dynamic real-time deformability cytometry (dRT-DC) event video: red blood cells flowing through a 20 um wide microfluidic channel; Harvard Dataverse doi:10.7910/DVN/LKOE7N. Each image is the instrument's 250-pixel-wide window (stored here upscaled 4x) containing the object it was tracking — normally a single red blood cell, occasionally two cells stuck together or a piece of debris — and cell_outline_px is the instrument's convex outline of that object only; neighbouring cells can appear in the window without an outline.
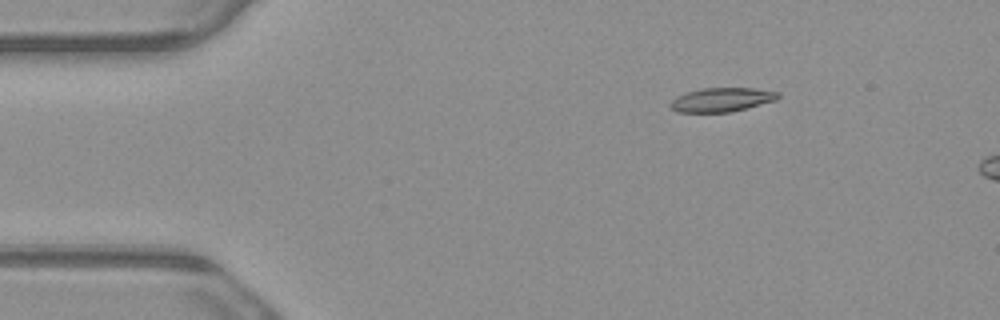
{"species": "common noctule bat (a hibernating species)", "species_latin": "Nyctalus noctula", "temperature_condition": "warm", "stored_images_in_passage": 5, "camera_frame_rate_fps": 3000, "um_per_image_px": 0.085, "animal": {"sex": "male", "body_mass_g": 23.1, "forearm_length_mm": 52.7}, "frame": {"image": 1, "passage_image": 3, "time_ms": 0.667, "image_size_px": [1000, 320], "cell_outline_px": [[780, 96], [776, 100], [728, 112], [676, 112], [668, 104], [676, 96], [688, 92], [704, 88], [756, 88], [780, 92]], "centroid_in_image_um": [61.34, 8.47], "position_along_channel_um": 23.7, "area_um2": 14.91}}